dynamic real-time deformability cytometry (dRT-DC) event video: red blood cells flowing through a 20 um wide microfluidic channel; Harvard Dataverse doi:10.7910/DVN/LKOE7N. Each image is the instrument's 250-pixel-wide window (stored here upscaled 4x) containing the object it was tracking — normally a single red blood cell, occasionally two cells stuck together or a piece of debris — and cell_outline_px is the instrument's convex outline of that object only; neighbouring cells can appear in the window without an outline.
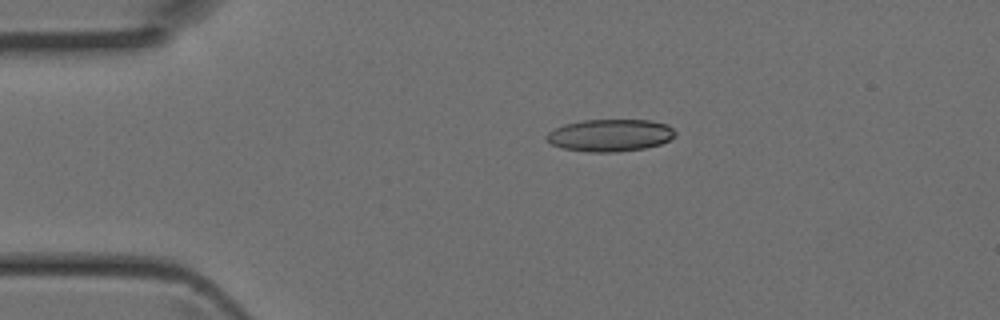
{"species": "Egyptian fruit bat (a non-hibernating species)", "species_latin": "Rousettus aegyptiacus", "temperature_condition": "room temperature", "stored_images_in_passage": 11, "camera_frame_rate_fps": 3000, "um_per_image_px": 0.085, "animal": {"sex": "female"}, "frame": {"image": 1, "passage_image": 1, "time_ms": 0.0, "image_size_px": [1000, 320], "cell_outline_px": [[676, 136], [660, 144], [644, 148], [616, 152], [588, 152], [560, 148], [552, 144], [544, 136], [548, 132], [564, 124], [584, 120], [648, 120], [668, 124], [676, 132]], "centroid_in_image_um": [51.86, 11.5], "position_along_channel_um": 33.1, "area_um2": 24.22}}
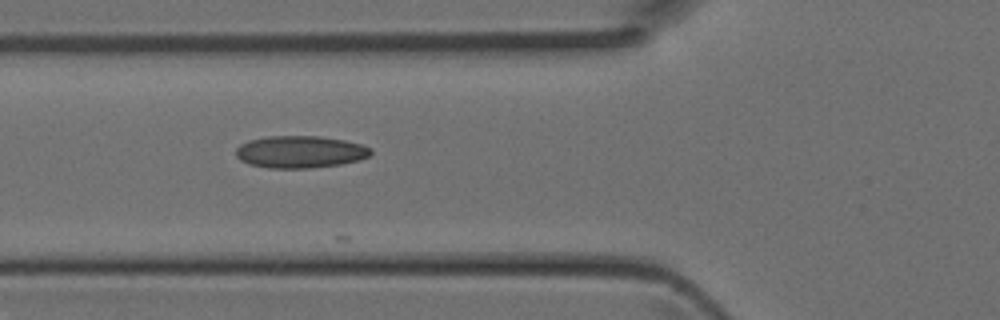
{"frame": {"image": 2, "passage_image": 8, "time_ms": 2.333, "image_size_px": [1000, 320], "cell_outline_px": [[372, 152], [368, 156], [360, 160], [340, 164], [308, 168], [268, 168], [248, 164], [240, 160], [236, 156], [236, 148], [240, 144], [248, 140], [268, 136], [320, 136], [344, 140], [360, 144], [372, 148]], "centroid_in_image_um": [25.49, 12.91], "position_along_channel_um": 100.3, "area_um2": 25.37}}
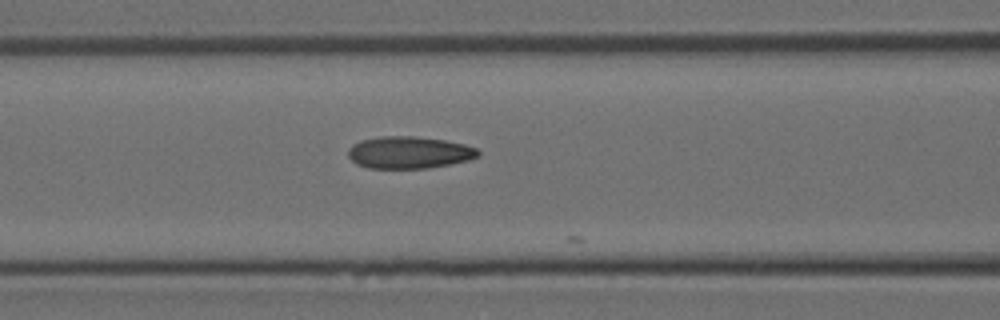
{"frame": {"image": 3, "passage_image": 10, "time_ms": 3.0, "image_size_px": [1000, 320], "cell_outline_px": [[480, 152], [476, 156], [468, 160], [428, 168], [368, 168], [356, 164], [348, 156], [348, 148], [352, 144], [360, 140], [380, 136], [416, 136], [444, 140], [464, 144], [476, 148]], "centroid_in_image_um": [34.72, 12.95], "position_along_channel_um": 131.9, "area_um2": 24.28}}